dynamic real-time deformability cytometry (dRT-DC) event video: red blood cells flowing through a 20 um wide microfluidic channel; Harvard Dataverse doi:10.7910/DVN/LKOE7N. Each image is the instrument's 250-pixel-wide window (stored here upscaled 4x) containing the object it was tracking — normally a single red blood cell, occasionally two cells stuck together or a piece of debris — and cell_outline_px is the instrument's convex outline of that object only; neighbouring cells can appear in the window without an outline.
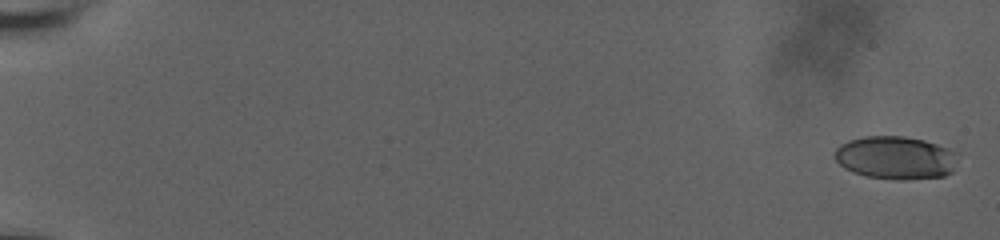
{"species": "human", "species_latin": "Homo sapiens", "temperature_condition": "room temperature", "stored_images_in_passage": 13, "camera_frame_rate_fps": 3000, "um_per_image_px": 0.085, "donor": {"sex": "male"}, "frame": {"image": 1, "passage_image": 1, "time_ms": 0.0, "image_size_px": [1000, 240], "cell_outline_px": [[956, 152], [952, 172], [944, 176], [864, 176], [852, 172], [844, 168], [836, 160], [836, 148], [840, 144], [848, 140], [864, 136], [904, 136], [924, 140], [948, 148]], "centroid_in_image_um": [76.07, 13.34], "position_along_channel_um": 8.9, "area_um2": 29.59}}
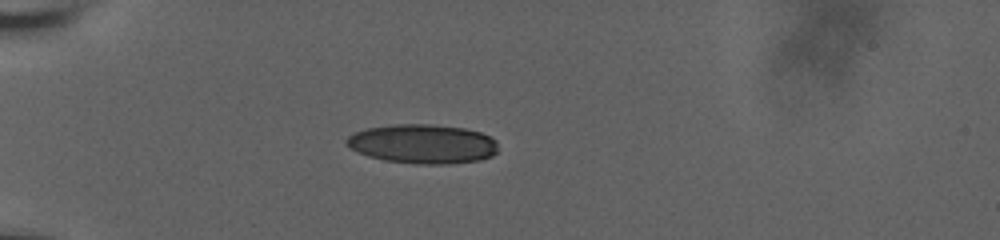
{"frame": {"image": 2, "passage_image": 10, "time_ms": 6.0, "image_size_px": [1000, 240], "cell_outline_px": [[496, 152], [492, 156], [480, 160], [448, 164], [416, 164], [384, 160], [368, 156], [344, 144], [344, 140], [352, 132], [368, 128], [392, 124], [428, 124], [464, 128], [480, 132], [496, 140]], "centroid_in_image_um": [35.9, 12.23], "position_along_channel_um": 49.1, "area_um2": 34.74}}
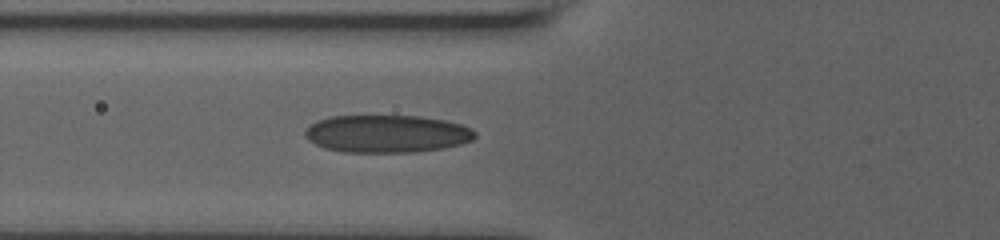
{"frame": {"image": 3, "passage_image": 13, "time_ms": 8.0, "image_size_px": [1000, 240], "cell_outline_px": [[476, 136], [472, 140], [460, 144], [444, 148], [416, 152], [344, 152], [324, 148], [308, 140], [304, 136], [304, 132], [312, 124], [320, 120], [332, 116], [420, 116], [444, 120], [460, 124], [472, 128], [476, 132]], "centroid_in_image_um": [32.91, 11.37], "position_along_channel_um": 92.9, "area_um2": 37.22}}